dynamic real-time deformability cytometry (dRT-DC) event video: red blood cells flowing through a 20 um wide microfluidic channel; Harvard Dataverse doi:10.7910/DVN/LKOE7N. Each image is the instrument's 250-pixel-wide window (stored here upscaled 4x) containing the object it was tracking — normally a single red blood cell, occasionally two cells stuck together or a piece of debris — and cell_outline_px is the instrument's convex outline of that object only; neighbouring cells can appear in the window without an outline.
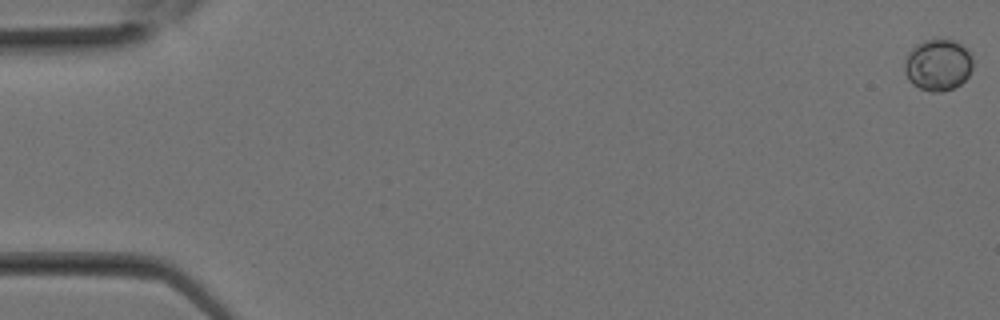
{"species": "Egyptian fruit bat (a non-hibernating species)", "species_latin": "Rousettus aegyptiacus", "temperature_condition": "room temperature", "stored_images_in_passage": 20, "camera_frame_rate_fps": 3000, "um_per_image_px": 0.085, "animal": {"sex": "female"}, "frame": {"image": 1, "passage_image": 1, "time_ms": 0.0, "image_size_px": [1000, 320], "cell_outline_px": [[972, 68], [968, 76], [960, 84], [952, 88], [940, 92], [932, 92], [920, 88], [912, 84], [908, 80], [904, 72], [904, 60], [908, 52], [916, 44], [924, 40], [956, 40], [968, 48], [972, 56]], "centroid_in_image_um": [79.72, 5.51], "position_along_channel_um": 5.3, "area_um2": 20.75}}
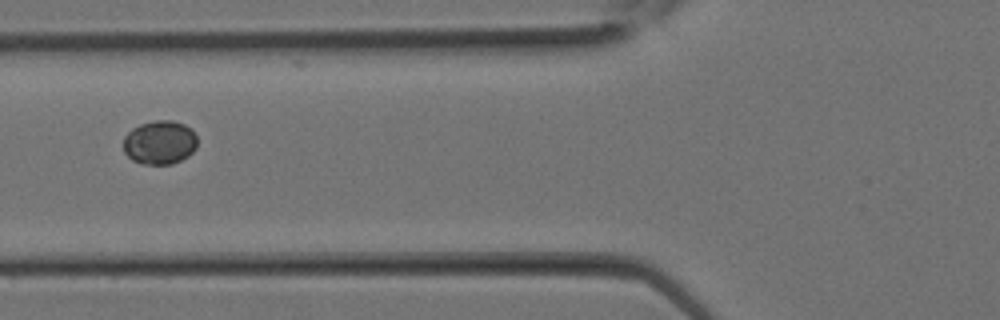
{"frame": {"image": 2, "passage_image": 12, "time_ms": 3.667, "image_size_px": [1000, 320], "cell_outline_px": [[196, 148], [188, 156], [172, 164], [140, 164], [132, 160], [124, 152], [124, 136], [132, 128], [140, 124], [156, 120], [172, 120], [184, 124], [192, 128], [196, 136]], "centroid_in_image_um": [13.57, 12.1], "position_along_channel_um": 112.2, "area_um2": 19.02}}
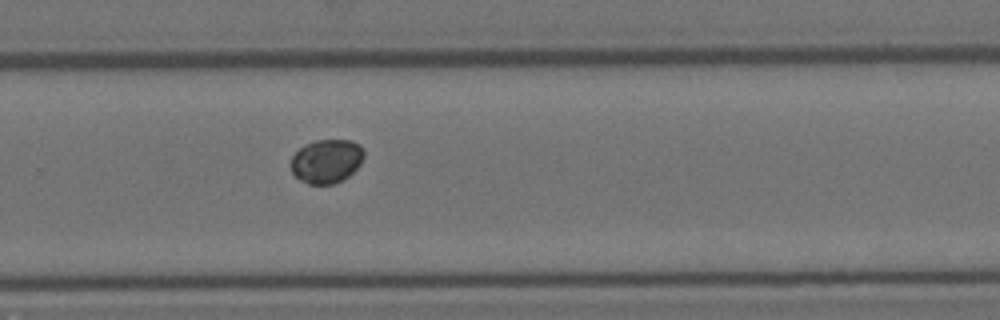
{"frame": {"image": 3, "passage_image": 20, "time_ms": 6.333, "image_size_px": [1000, 320], "cell_outline_px": [[364, 156], [360, 164], [348, 176], [332, 184], [308, 184], [300, 180], [292, 172], [288, 164], [292, 156], [304, 144], [316, 140], [352, 140], [360, 144], [364, 148]], "centroid_in_image_um": [27.73, 13.68], "position_along_channel_um": 302.1, "area_um2": 18.84}}